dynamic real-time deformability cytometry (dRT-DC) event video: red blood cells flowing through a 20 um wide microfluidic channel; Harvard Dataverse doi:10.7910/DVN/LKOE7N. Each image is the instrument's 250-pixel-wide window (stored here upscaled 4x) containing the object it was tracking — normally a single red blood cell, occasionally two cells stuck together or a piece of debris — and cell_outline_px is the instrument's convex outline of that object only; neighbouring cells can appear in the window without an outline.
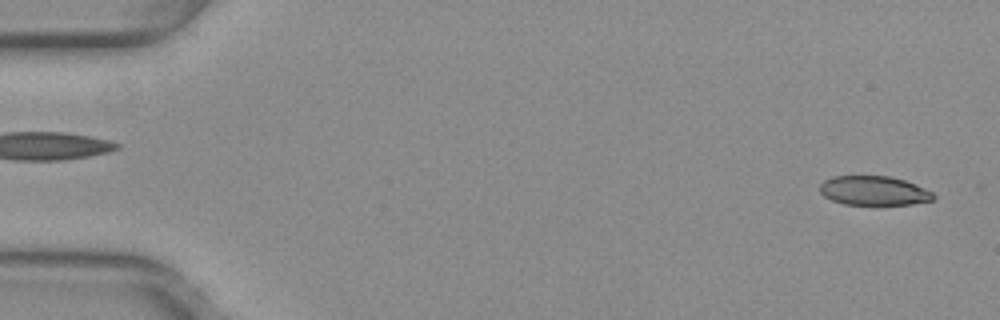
{"species": "common noctule bat (a hibernating species)", "species_latin": "Nyctalus noctula", "temperature_condition": "warm", "stored_images_in_passage": 53, "camera_frame_rate_fps": 3000, "um_per_image_px": 0.085, "animal": {"sex": "female", "body_mass_g": 29.2, "forearm_length_mm": 56.3}, "frame": {"image": 1, "passage_image": 2, "time_ms": 0.333, "image_size_px": [1000, 320], "cell_outline_px": [[936, 196], [932, 200], [912, 204], [844, 204], [832, 200], [824, 196], [820, 192], [820, 184], [824, 180], [832, 176], [888, 176], [904, 180], [916, 184], [932, 192]], "centroid_in_image_um": [74.26, 16.2], "position_along_channel_um": 10.7, "area_um2": 19.25}}
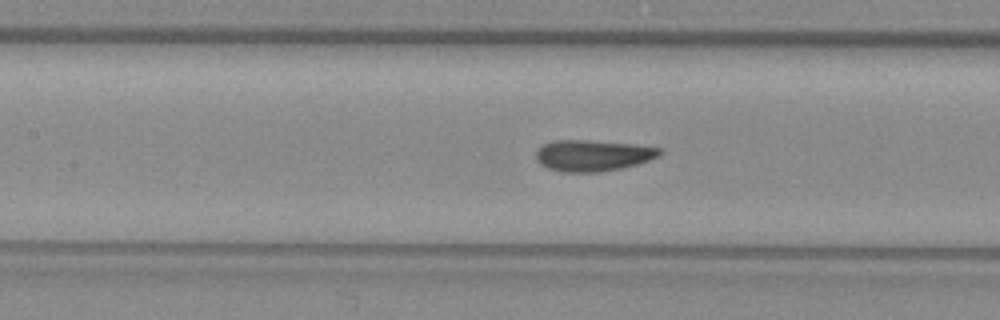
{"frame": {"image": 2, "passage_image": 24, "time_ms": 7.667, "image_size_px": [1000, 320], "cell_outline_px": [[660, 156], [636, 164], [620, 168], [600, 172], [560, 172], [548, 168], [540, 164], [536, 160], [536, 148], [552, 140], [588, 140], [636, 144], [660, 148]], "centroid_in_image_um": [50.34, 13.21], "position_along_channel_um": 157.1, "area_um2": 22.6}}
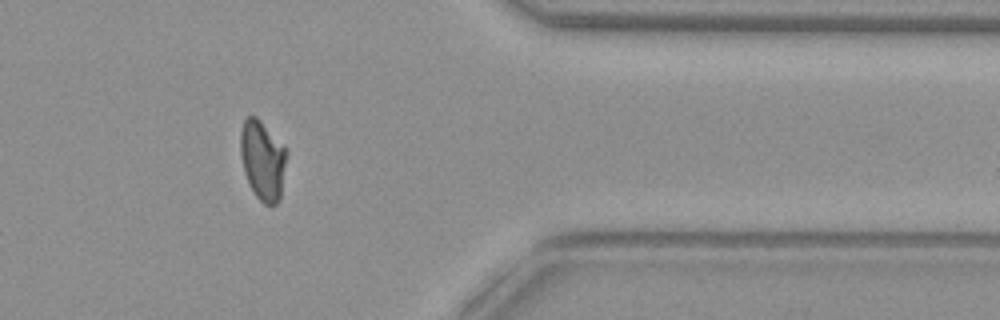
{"frame": {"image": 3, "passage_image": 43, "time_ms": 14.0, "image_size_px": [1000, 320], "cell_outline_px": [[288, 152], [280, 200], [276, 204], [264, 204], [256, 196], [244, 172], [240, 152], [240, 132], [244, 120], [248, 116], [256, 116], [260, 120]], "centroid_in_image_um": [22.33, 13.62], "position_along_channel_um": 389.1, "area_um2": 21.21}, "authors_computed_cell_mechanics": {"area_um2": 21.8484, "velocity_mm_per_s": 3.9748, "shape_relaxation_time_tau1_ms": 8.6332, "shape_relaxation_time_tau2_ms": 1.279, "deformation_change_tau1": 0.2326, "deformation_change_tau2": 0.0455}}